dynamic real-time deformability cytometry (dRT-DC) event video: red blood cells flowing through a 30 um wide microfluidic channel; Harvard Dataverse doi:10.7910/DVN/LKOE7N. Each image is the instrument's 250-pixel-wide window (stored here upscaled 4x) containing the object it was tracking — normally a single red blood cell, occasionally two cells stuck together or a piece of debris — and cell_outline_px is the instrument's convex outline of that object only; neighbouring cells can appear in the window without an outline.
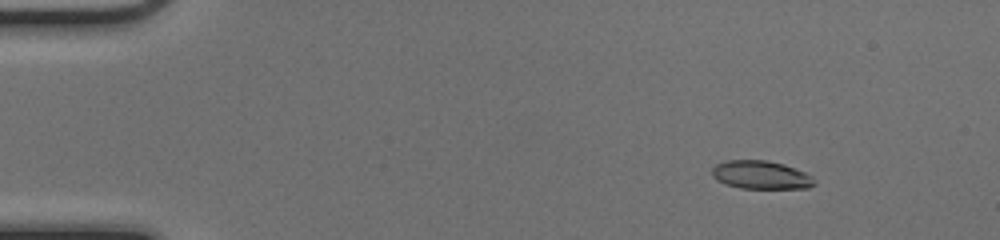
{"species": "common noctule bat (a hibernating species)", "species_latin": "Nyctalus noctula", "temperature_condition": "cold", "stored_images_in_passage": 46, "camera_frame_rate_fps": 3000, "um_per_image_px": 0.085, "animal": {"sex": "female", "body_mass_g": 17.0, "forearm_length_mm": 48.0}, "frame": {"image": 1, "passage_image": 2, "time_ms": 0.333, "image_size_px": [1000, 240], "cell_outline_px": [[816, 184], [808, 188], [740, 188], [724, 184], [716, 180], [712, 176], [712, 168], [716, 164], [724, 160], [768, 160], [784, 164], [804, 172], [812, 176]], "centroid_in_image_um": [64.65, 14.86], "position_along_channel_um": 20.4, "area_um2": 16.99}}
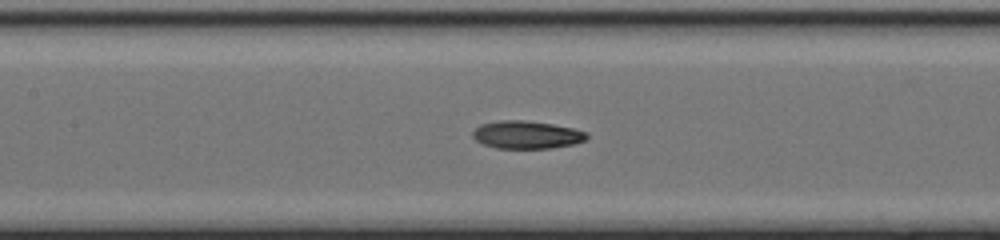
{"frame": {"image": 2, "passage_image": 20, "time_ms": 6.333, "image_size_px": [1000, 240], "cell_outline_px": [[588, 136], [584, 140], [572, 144], [552, 148], [496, 148], [484, 144], [476, 140], [472, 136], [472, 132], [480, 124], [500, 120], [524, 120], [552, 124], [572, 128], [588, 132]], "centroid_in_image_um": [44.75, 11.45], "position_along_channel_um": 162.7, "area_um2": 18.38}}
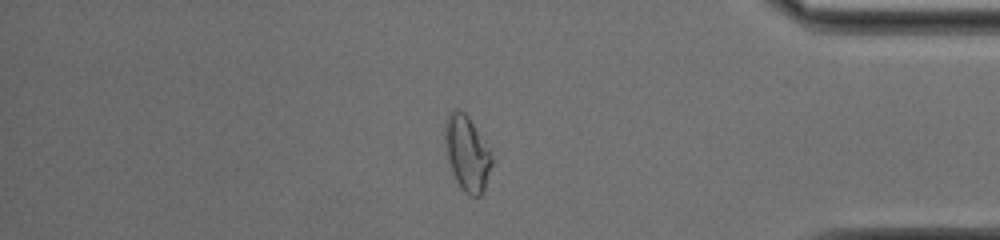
{"frame": {"image": 3, "passage_image": 39, "time_ms": 12.667, "image_size_px": [1000, 240], "cell_outline_px": [[496, 156], [484, 192], [480, 196], [468, 196], [460, 188], [452, 172], [448, 160], [444, 140], [444, 124], [448, 112], [452, 108], [456, 108], [464, 112], [468, 116]], "centroid_in_image_um": [39.74, 13.03], "position_along_channel_um": 395.5, "area_um2": 21.44}, "authors_computed_cell_mechanics": {"area_um2": 18.4382, "velocity_mm_per_s": 4.1032, "shape_relaxation_time_tau1_ms": 5.3762, "shape_relaxation_time_tau2_ms": 2.6037, "deformation_change_tau1": 0.1991, "deformation_change_tau2": 0.0838}}